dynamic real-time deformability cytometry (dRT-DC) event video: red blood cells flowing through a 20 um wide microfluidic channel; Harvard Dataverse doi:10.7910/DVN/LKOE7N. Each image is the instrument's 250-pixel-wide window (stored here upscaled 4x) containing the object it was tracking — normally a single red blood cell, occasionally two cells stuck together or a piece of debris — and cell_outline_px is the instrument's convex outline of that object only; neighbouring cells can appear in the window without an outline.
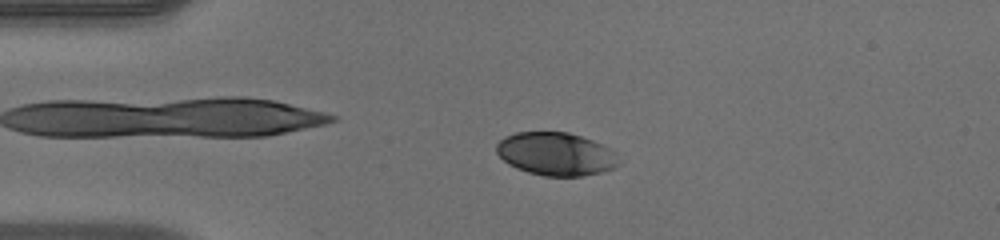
{"species": "human", "species_latin": "Homo sapiens", "temperature_condition": "warm", "stored_images_in_passage": 49, "camera_frame_rate_fps": 3000, "um_per_image_px": 0.085, "donor": {"sex": "male"}, "frame": {"image": 1, "passage_image": 11, "time_ms": 3.333, "image_size_px": [1000, 240], "cell_outline_px": [[620, 164], [616, 168], [604, 172], [580, 176], [544, 176], [528, 172], [516, 168], [508, 164], [496, 152], [496, 144], [504, 136], [516, 132], [568, 132], [592, 140], [612, 148], [616, 152]], "centroid_in_image_um": [47.29, 13.09], "position_along_channel_um": 37.7, "area_um2": 31.04}}
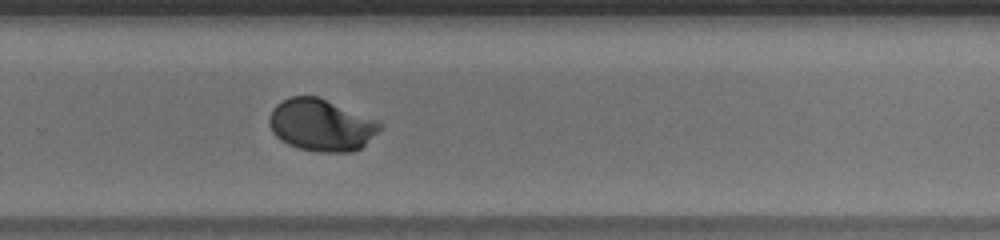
{"frame": {"image": 2, "passage_image": 33, "time_ms": 10.667, "image_size_px": [1000, 240], "cell_outline_px": [[384, 128], [360, 148], [352, 152], [320, 152], [296, 148], [280, 140], [272, 132], [268, 124], [268, 116], [272, 108], [276, 104], [292, 96], [320, 96], [380, 120], [384, 124]], "centroid_in_image_um": [27.34, 10.62], "position_along_channel_um": 302.5, "area_um2": 34.33}}
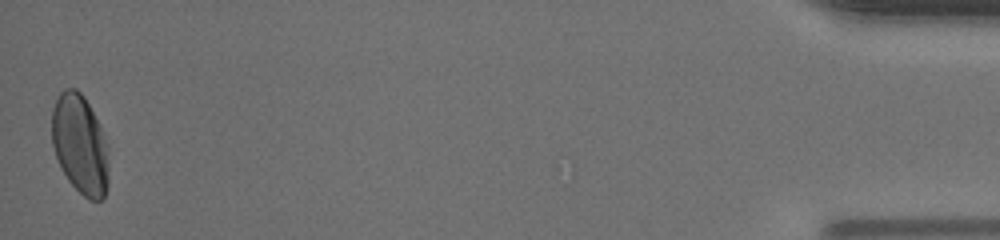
{"frame": {"image": 3, "passage_image": 49, "time_ms": 16.0, "image_size_px": [1000, 240], "cell_outline_px": [[108, 184], [104, 196], [100, 200], [88, 200], [68, 180], [60, 168], [52, 144], [52, 108], [60, 92], [64, 88], [76, 88], [84, 96], [100, 128], [104, 148], [108, 172]], "centroid_in_image_um": [6.74, 12.28], "position_along_channel_um": 428.5, "area_um2": 32.19}, "authors_computed_cell_mechanics": {"area_um2": 32.1946, "velocity_mm_per_s": 4.0967, "shape_relaxation_time_tau1_ms": 2.6944, "shape_relaxation_time_tau2_ms": null, "deformation_change_tau1": 0.1421, "deformation_change_tau2": null}}